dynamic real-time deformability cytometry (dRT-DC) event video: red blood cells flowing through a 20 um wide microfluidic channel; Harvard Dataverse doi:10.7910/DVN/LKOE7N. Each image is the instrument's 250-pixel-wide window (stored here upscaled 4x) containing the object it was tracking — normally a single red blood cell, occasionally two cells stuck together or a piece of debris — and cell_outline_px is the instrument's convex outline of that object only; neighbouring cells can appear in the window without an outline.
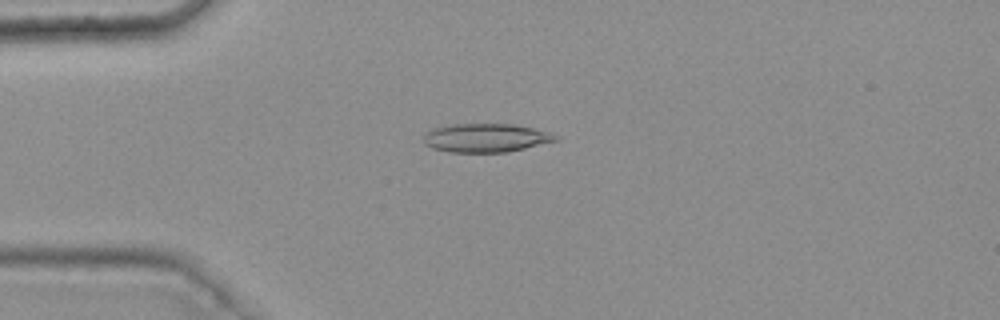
{"species": "common noctule bat (a hibernating species)", "species_latin": "Nyctalus noctula", "temperature_condition": "warm", "stored_images_in_passage": 31, "camera_frame_rate_fps": 3000, "um_per_image_px": 0.085, "animal": {"sex": "female", "body_mass_g": 25.1}, "frame": {"image": 1, "passage_image": 14, "time_ms": 4.333, "image_size_px": [1000, 320], "cell_outline_px": [[560, 140], [508, 152], [448, 152], [432, 148], [424, 144], [424, 132], [432, 128], [448, 124], [512, 124], [532, 128], [548, 132], [560, 136]], "centroid_in_image_um": [41.28, 11.72], "position_along_channel_um": 43.7, "area_um2": 22.25}}
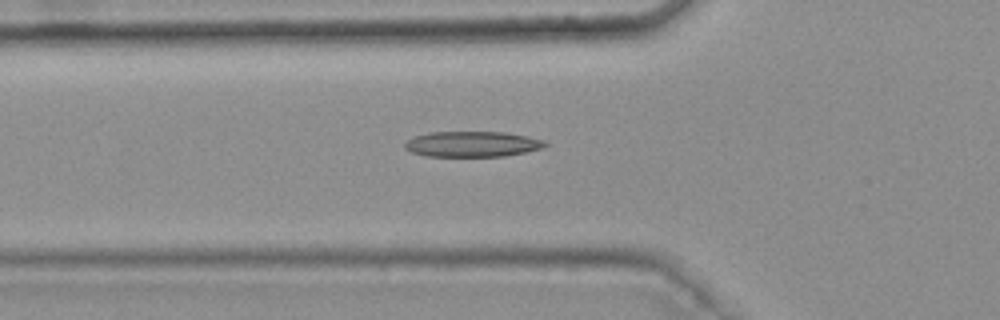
{"frame": {"image": 2, "passage_image": 19, "time_ms": 6.0, "image_size_px": [1000, 320], "cell_outline_px": [[548, 144], [544, 148], [504, 156], [428, 156], [412, 152], [404, 148], [404, 144], [412, 136], [428, 132], [504, 132], [528, 136], [544, 140]], "centroid_in_image_um": [40.14, 12.24], "position_along_channel_um": 85.7, "area_um2": 20.92}}
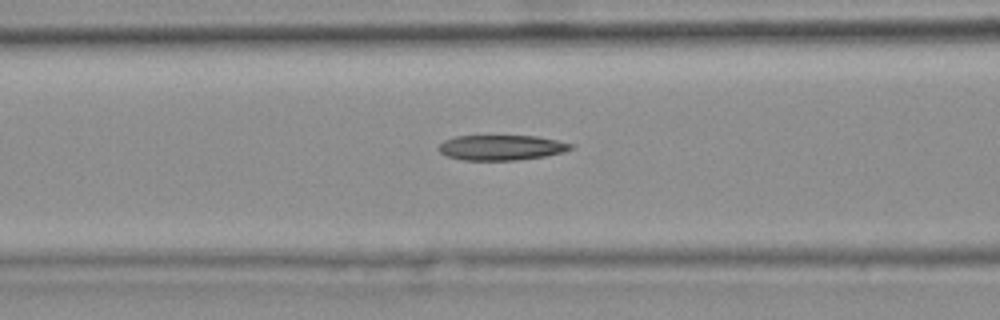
{"frame": {"image": 3, "passage_image": 22, "time_ms": 7.0, "image_size_px": [1000, 320], "cell_outline_px": [[572, 148], [564, 152], [544, 156], [516, 160], [464, 160], [448, 156], [440, 152], [436, 148], [444, 140], [456, 136], [536, 136], [556, 140], [572, 144]], "centroid_in_image_um": [42.58, 12.54], "position_along_channel_um": 124.0, "area_um2": 19.25}}